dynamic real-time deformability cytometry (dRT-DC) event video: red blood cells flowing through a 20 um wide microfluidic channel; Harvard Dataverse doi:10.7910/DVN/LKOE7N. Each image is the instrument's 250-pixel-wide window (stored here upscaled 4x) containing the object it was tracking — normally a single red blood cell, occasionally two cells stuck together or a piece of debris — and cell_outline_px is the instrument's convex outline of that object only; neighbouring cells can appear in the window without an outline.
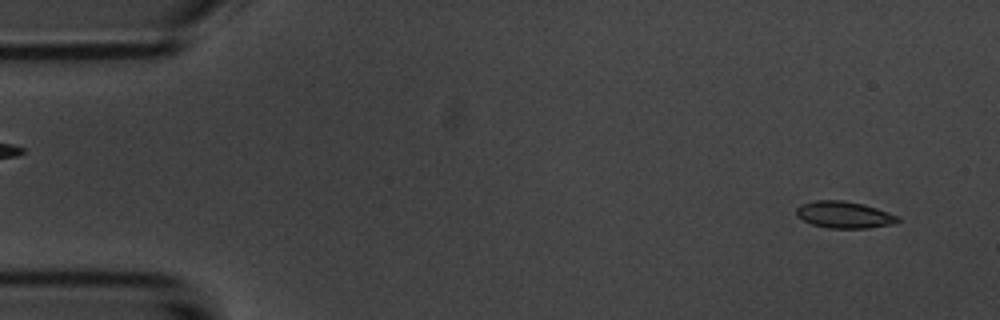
{"species": "common noctule bat (a hibernating species)", "species_latin": "Nyctalus noctula", "temperature_condition": "room temperature", "stored_images_in_passage": 7, "camera_frame_rate_fps": 3000, "um_per_image_px": 0.085, "animal": {"sex": "male", "body_mass_g": 20.1, "forearm_length_mm": 53.5}, "frame": {"image": 1, "passage_image": 2, "time_ms": 1.0, "image_size_px": [1000, 320], "cell_outline_px": [[900, 220], [892, 224], [868, 228], [828, 228], [812, 224], [796, 216], [796, 208], [800, 204], [816, 200], [840, 200], [864, 204], [900, 216]], "centroid_in_image_um": [71.75, 18.25], "position_along_channel_um": 13.3, "area_um2": 15.84}}
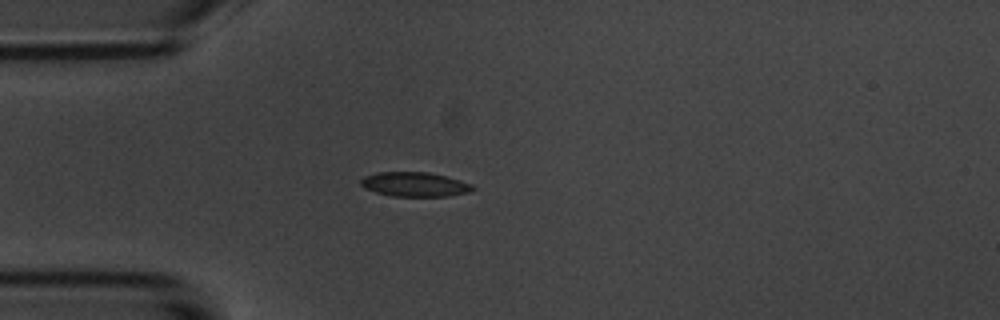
{"frame": {"image": 2, "passage_image": 5, "time_ms": 4.667, "image_size_px": [1000, 320], "cell_outline_px": [[476, 188], [468, 192], [448, 196], [392, 196], [376, 192], [364, 188], [360, 184], [360, 180], [364, 176], [380, 172], [428, 172], [460, 180], [472, 184]], "centroid_in_image_um": [35.24, 15.67], "position_along_channel_um": 49.8, "area_um2": 15.84}}